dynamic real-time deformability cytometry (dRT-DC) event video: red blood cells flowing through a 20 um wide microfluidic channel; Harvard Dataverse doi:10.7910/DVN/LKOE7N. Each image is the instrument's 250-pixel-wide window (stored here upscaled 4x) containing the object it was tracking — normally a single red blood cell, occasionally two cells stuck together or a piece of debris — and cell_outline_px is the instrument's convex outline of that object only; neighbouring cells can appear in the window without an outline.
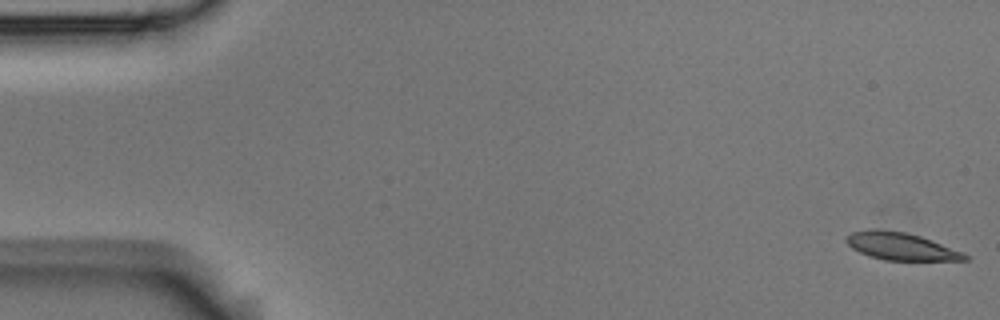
{"species": "Egyptian fruit bat (a non-hibernating species)", "species_latin": "Rousettus aegyptiacus", "temperature_condition": "room temperature", "stored_images_in_passage": 5, "camera_frame_rate_fps": 3000, "um_per_image_px": 0.085, "animal": {"sex": "male"}, "frame": {"image": 1, "passage_image": 1, "time_ms": 0.0, "image_size_px": [1000, 320], "cell_outline_px": [[968, 260], [884, 260], [868, 256], [852, 248], [844, 240], [852, 232], [868, 228], [876, 228], [904, 232], [920, 236], [932, 240], [964, 252], [968, 256]], "centroid_in_image_um": [76.56, 20.93], "position_along_channel_um": 8.4, "area_um2": 19.02}}
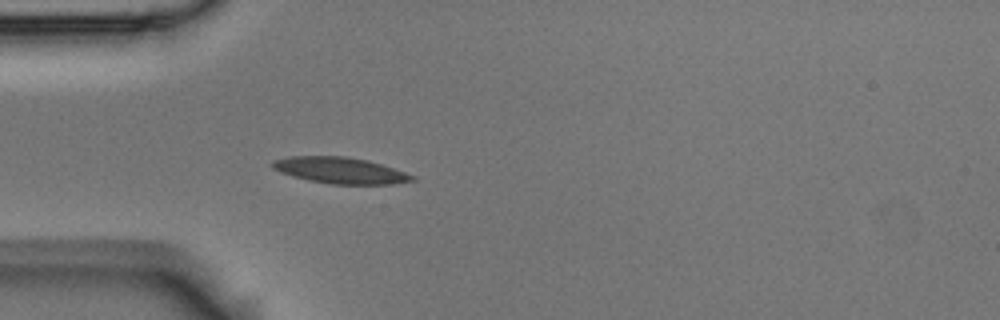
{"frame": {"image": 2, "passage_image": 5, "time_ms": 1.333, "image_size_px": [1000, 320], "cell_outline_px": [[416, 180], [392, 184], [332, 184], [308, 180], [292, 176], [280, 172], [272, 168], [268, 164], [272, 160], [288, 156], [344, 156], [368, 160], [416, 176]], "centroid_in_image_um": [28.86, 14.48], "position_along_channel_um": 56.1, "area_um2": 21.44}}